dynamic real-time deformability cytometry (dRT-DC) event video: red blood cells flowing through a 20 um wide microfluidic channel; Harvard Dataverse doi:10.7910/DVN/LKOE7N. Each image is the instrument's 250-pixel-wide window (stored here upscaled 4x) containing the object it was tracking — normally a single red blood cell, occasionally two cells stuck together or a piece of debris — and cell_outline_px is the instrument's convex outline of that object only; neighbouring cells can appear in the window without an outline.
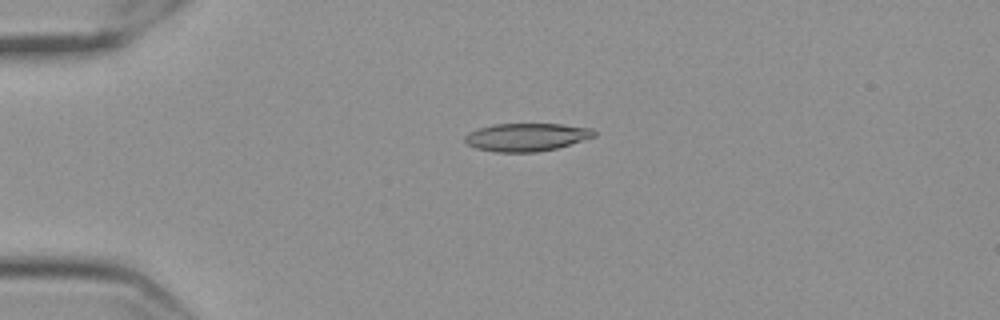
{"species": "Egyptian fruit bat (a non-hibernating species)", "species_latin": "Rousettus aegyptiacus", "temperature_condition": "cold", "stored_images_in_passage": 55, "camera_frame_rate_fps": 3000, "um_per_image_px": 0.085, "frame": {"image": 1, "passage_image": 11, "time_ms": 3.333, "image_size_px": [1000, 320], "cell_outline_px": [[596, 136], [556, 148], [536, 152], [496, 152], [476, 148], [468, 144], [464, 140], [464, 136], [468, 132], [480, 128], [496, 124], [564, 124], [592, 128], [596, 132]], "centroid_in_image_um": [44.76, 11.65], "position_along_channel_um": 40.2, "area_um2": 20.98}}
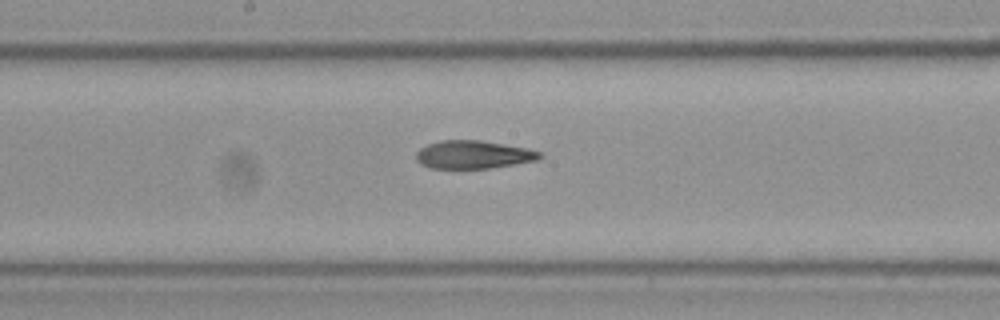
{"frame": {"image": 2, "passage_image": 28, "time_ms": 9.0, "image_size_px": [1000, 320], "cell_outline_px": [[544, 156], [536, 160], [516, 164], [488, 168], [432, 168], [420, 164], [416, 160], [416, 152], [420, 148], [428, 144], [440, 140], [480, 140], [528, 148], [540, 152]], "centroid_in_image_um": [40.23, 13.14], "position_along_channel_um": 208.0, "area_um2": 20.23}}
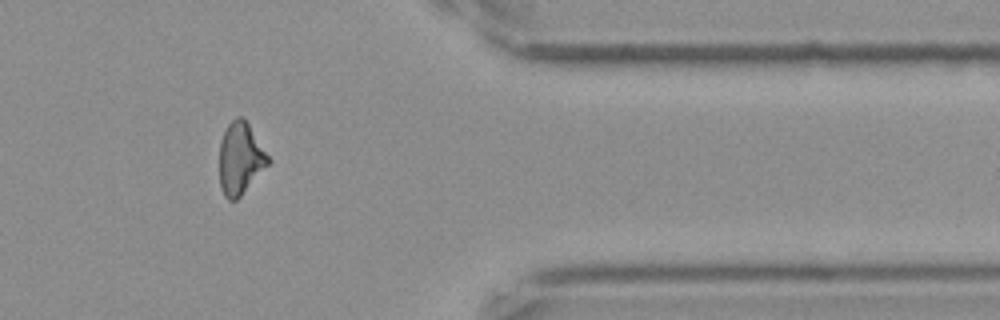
{"frame": {"image": 3, "passage_image": 45, "time_ms": 14.667, "image_size_px": [1000, 320], "cell_outline_px": [[272, 160], [240, 196], [236, 200], [228, 200], [224, 196], [220, 188], [220, 140], [228, 124], [236, 116], [244, 116]], "centroid_in_image_um": [20.43, 13.44], "position_along_channel_um": 391.0, "area_um2": 20.52}, "authors_computed_cell_mechanics": {"area_um2": 20.808, "velocity_mm_per_s": 3.5476, "shape_relaxation_time_tau1_ms": 10.1535, "shape_relaxation_time_tau2_ms": 5.5826, "deformation_change_tau1": 0.2387, "deformation_change_tau2": 0.1513}}